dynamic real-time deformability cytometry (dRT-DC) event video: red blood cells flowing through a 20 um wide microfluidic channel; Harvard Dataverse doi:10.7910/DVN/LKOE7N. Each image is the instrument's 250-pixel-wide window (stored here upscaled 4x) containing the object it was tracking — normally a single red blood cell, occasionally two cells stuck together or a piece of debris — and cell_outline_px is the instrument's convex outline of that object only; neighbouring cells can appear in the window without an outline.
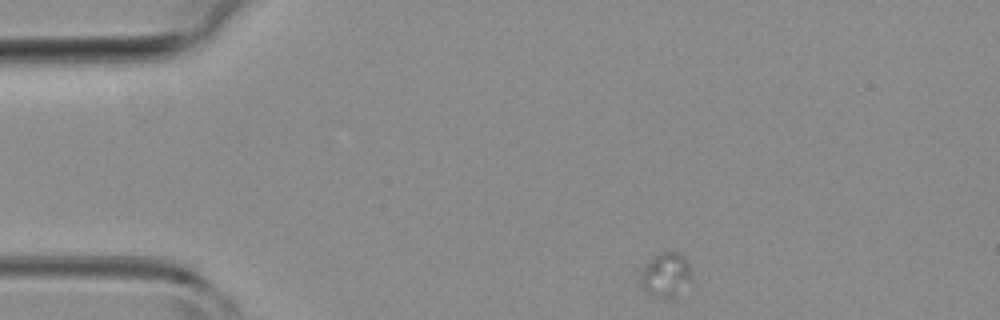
{"species": "common noctule bat (a hibernating species)", "species_latin": "Nyctalus noctula", "temperature_condition": "room temperature", "stored_images_in_passage": 9, "camera_frame_rate_fps": 3000, "um_per_image_px": 0.085, "animal": {"sex": "female", "body_mass_g": 19.3, "forearm_length_mm": 54.1}, "frame": {"image": 1, "passage_image": 1, "time_ms": 0.0, "image_size_px": [1000, 320], "cell_outline_px": [[696, 284], [672, 300], [664, 300], [640, 288], [640, 272], [644, 264], [656, 252], [680, 252], [684, 256], [692, 268]], "centroid_in_image_um": [56.69, 23.41], "position_along_channel_um": 28.3, "area_um2": 14.68}}